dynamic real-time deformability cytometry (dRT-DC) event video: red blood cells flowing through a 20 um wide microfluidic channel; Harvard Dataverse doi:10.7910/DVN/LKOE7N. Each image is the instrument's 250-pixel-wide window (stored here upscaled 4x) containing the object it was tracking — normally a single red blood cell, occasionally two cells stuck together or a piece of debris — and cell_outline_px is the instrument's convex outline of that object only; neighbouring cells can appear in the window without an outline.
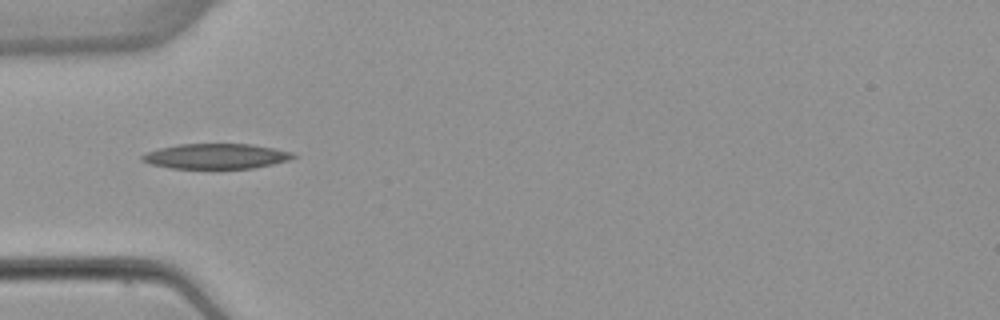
{"species": "common noctule bat (a hibernating species)", "species_latin": "Nyctalus noctula", "temperature_condition": "warm", "stored_images_in_passage": 4, "camera_frame_rate_fps": 3000, "um_per_image_px": 0.085, "animal": {"sex": "female", "body_mass_g": 22.7, "forearm_length_mm": 54.2}, "frame": {"image": 1, "passage_image": 2, "time_ms": 1.0, "image_size_px": [1000, 320], "cell_outline_px": [[296, 156], [288, 160], [272, 164], [252, 168], [172, 168], [152, 164], [140, 160], [140, 156], [148, 152], [160, 148], [180, 144], [252, 144], [292, 152]], "centroid_in_image_um": [18.35, 13.27], "position_along_channel_um": 66.6, "area_um2": 21.85}}
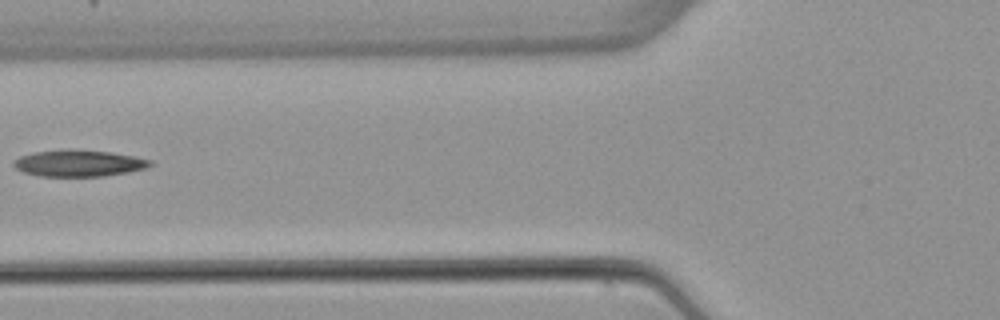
{"frame": {"image": 2, "passage_image": 3, "time_ms": 2.333, "image_size_px": [1000, 320], "cell_outline_px": [[156, 164], [148, 168], [128, 172], [104, 176], [40, 176], [24, 172], [16, 168], [12, 164], [12, 160], [20, 156], [32, 152], [60, 148], [112, 152], [136, 156], [152, 160]], "centroid_in_image_um": [6.72, 13.86], "position_along_channel_um": 119.1, "area_um2": 21.62}}
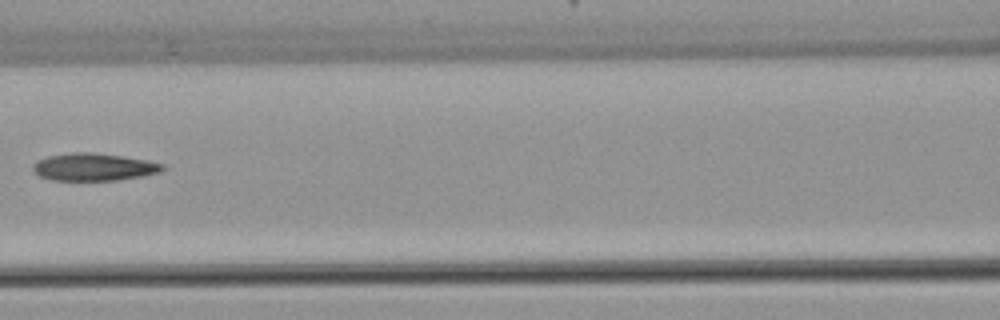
{"frame": {"image": 3, "passage_image": 4, "time_ms": 3.333, "image_size_px": [1000, 320], "cell_outline_px": [[168, 168], [160, 172], [144, 176], [116, 180], [48, 180], [32, 172], [32, 164], [48, 156], [72, 152], [92, 152], [148, 160], [164, 164]], "centroid_in_image_um": [7.99, 14.2], "position_along_channel_um": 158.6, "area_um2": 20.92}}